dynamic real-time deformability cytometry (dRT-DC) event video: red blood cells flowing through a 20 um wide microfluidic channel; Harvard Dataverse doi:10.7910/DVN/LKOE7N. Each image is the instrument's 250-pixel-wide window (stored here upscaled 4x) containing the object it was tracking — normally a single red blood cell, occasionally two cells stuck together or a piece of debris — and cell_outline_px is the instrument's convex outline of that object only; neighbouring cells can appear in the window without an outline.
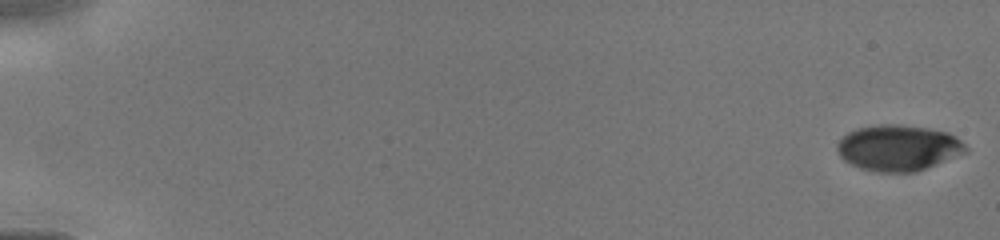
{"species": "human", "species_latin": "Homo sapiens", "temperature_condition": "cold", "stored_images_in_passage": 14, "camera_frame_rate_fps": 3000, "um_per_image_px": 0.085, "donor": {"sex": "male"}, "frame": {"image": 1, "passage_image": 1, "time_ms": 0.0, "image_size_px": [1000, 240], "cell_outline_px": [[968, 152], [916, 172], [876, 172], [860, 168], [844, 160], [840, 156], [836, 148], [836, 144], [848, 132], [856, 128], [880, 124], [896, 124], [928, 128], [948, 132], [956, 136], [968, 148]], "centroid_in_image_um": [76.36, 12.57], "position_along_channel_um": 8.6, "area_um2": 34.51}}
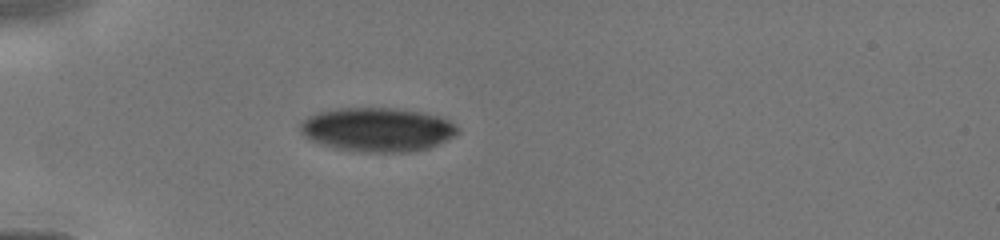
{"frame": {"image": 2, "passage_image": 12, "time_ms": 4.667, "image_size_px": [1000, 240], "cell_outline_px": [[460, 132], [456, 136], [428, 148], [412, 152], [364, 152], [336, 148], [320, 144], [304, 136], [300, 132], [300, 124], [308, 116], [316, 112], [340, 108], [396, 108], [420, 112], [440, 116], [456, 124], [460, 128]], "centroid_in_image_um": [32.11, 11.01], "position_along_channel_um": 52.9, "area_um2": 40.58}}
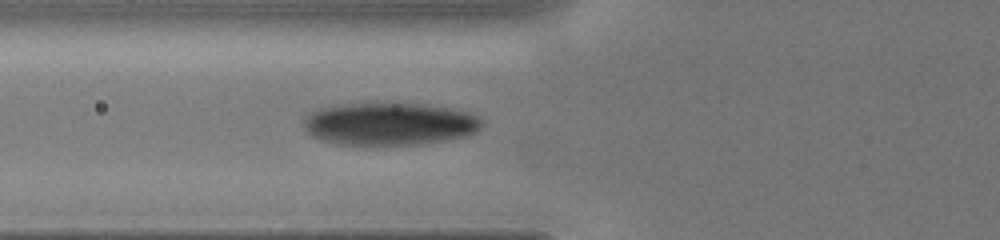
{"frame": {"image": 3, "passage_image": 14, "time_ms": 6.0, "image_size_px": [1000, 240], "cell_outline_px": [[484, 124], [476, 132], [464, 136], [448, 140], [420, 144], [336, 144], [320, 140], [312, 136], [304, 128], [304, 116], [320, 108], [340, 104], [424, 104], [448, 108], [468, 112], [480, 116], [484, 120]], "centroid_in_image_um": [33.13, 10.53], "position_along_channel_um": 92.7, "area_um2": 44.16}}